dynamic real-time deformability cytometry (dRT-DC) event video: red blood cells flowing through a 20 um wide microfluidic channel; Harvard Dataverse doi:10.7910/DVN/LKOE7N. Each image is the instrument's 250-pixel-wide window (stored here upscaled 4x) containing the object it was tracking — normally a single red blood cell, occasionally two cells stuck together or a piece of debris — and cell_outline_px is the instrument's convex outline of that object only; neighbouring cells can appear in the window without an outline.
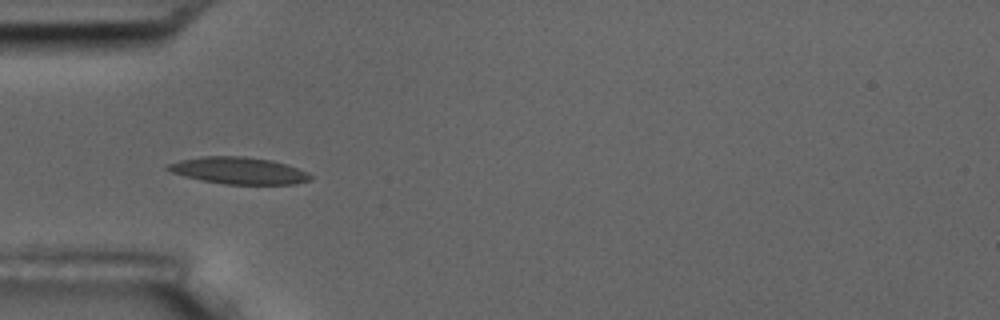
{"species": "common noctule bat (a hibernating species)", "species_latin": "Nyctalus noctula", "temperature_condition": "room temperature", "stored_images_in_passage": 6, "camera_frame_rate_fps": 3000, "um_per_image_px": 0.085, "animal": {"sex": "male", "body_mass_g": 17.5, "forearm_length_mm": 52.3}, "frame": {"image": 1, "passage_image": 1, "time_ms": 0.0, "image_size_px": [1000, 320], "cell_outline_px": [[312, 180], [296, 184], [224, 184], [184, 176], [172, 172], [164, 168], [164, 164], [180, 160], [200, 156], [244, 156], [272, 160], [308, 172], [312, 176]], "centroid_in_image_um": [20.27, 14.49], "position_along_channel_um": 64.7, "area_um2": 22.37}}
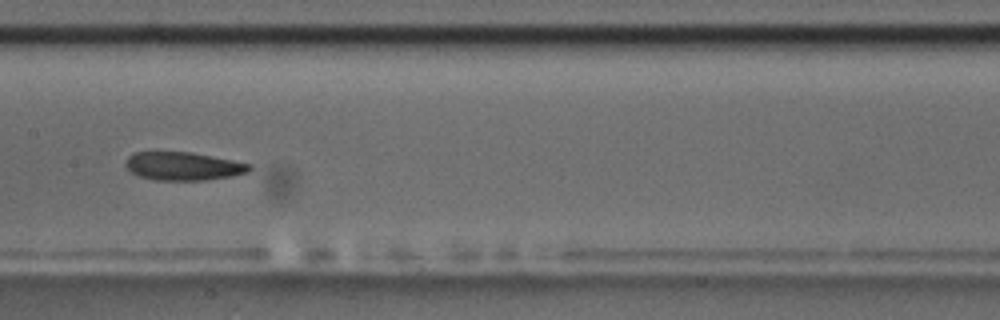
{"frame": {"image": 2, "passage_image": 4, "time_ms": 3.667, "image_size_px": [1000, 320], "cell_outline_px": [[252, 168], [248, 172], [232, 176], [204, 180], [156, 180], [140, 176], [132, 172], [124, 164], [128, 156], [132, 152], [192, 152], [252, 164]], "centroid_in_image_um": [15.58, 14.12], "position_along_channel_um": 191.8, "area_um2": 20.35}}
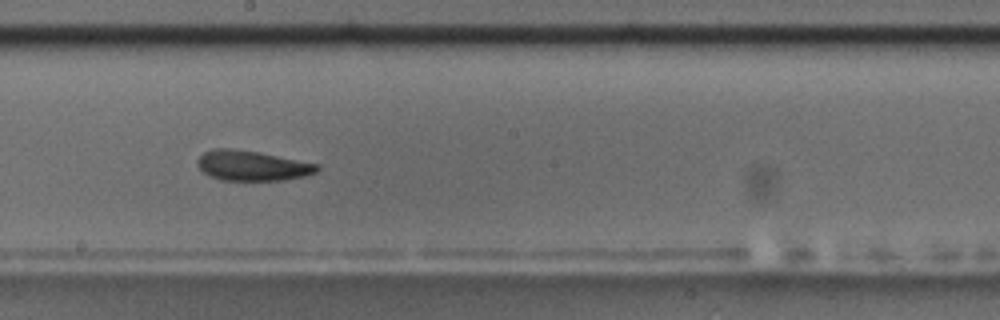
{"frame": {"image": 3, "passage_image": 5, "time_ms": 4.667, "image_size_px": [1000, 320], "cell_outline_px": [[320, 168], [316, 172], [304, 176], [284, 180], [220, 180], [204, 172], [196, 164], [196, 160], [204, 152], [212, 148], [232, 148], [260, 152], [320, 164]], "centroid_in_image_um": [21.44, 14.07], "position_along_channel_um": 226.8, "area_um2": 21.1}}